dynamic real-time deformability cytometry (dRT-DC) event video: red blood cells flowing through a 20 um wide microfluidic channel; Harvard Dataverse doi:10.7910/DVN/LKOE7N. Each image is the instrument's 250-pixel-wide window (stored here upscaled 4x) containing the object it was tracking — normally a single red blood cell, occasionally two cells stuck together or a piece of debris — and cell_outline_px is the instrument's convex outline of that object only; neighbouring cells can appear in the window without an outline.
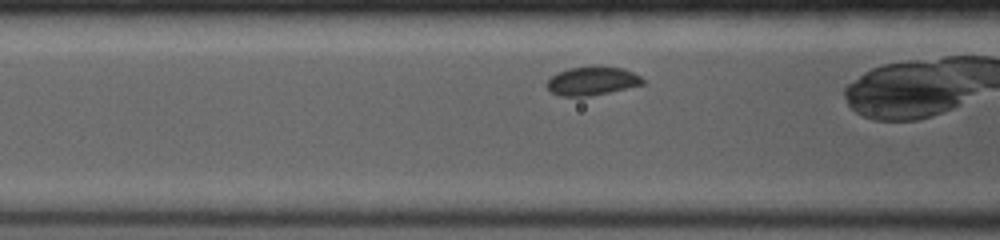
{"species": "common noctule bat (a hibernating species)", "species_latin": "Nyctalus noctula", "temperature_condition": "room temperature", "stored_images_in_passage": 10, "camera_frame_rate_fps": 4000, "um_per_image_px": 0.085, "animal": {"sex": "female", "body_mass_g": 19.0, "forearm_length_mm": 53.3}, "frame": {"image": 1, "passage_image": 7, "time_ms": 1.75, "image_size_px": [1000, 240], "cell_outline_px": [[644, 84], [608, 92], [588, 96], [560, 96], [552, 92], [544, 84], [556, 72], [568, 68], [596, 64], [600, 64], [624, 68], [640, 76], [644, 80]], "centroid_in_image_um": [50.31, 6.84], "position_along_channel_um": 116.3, "area_um2": 16.36}}